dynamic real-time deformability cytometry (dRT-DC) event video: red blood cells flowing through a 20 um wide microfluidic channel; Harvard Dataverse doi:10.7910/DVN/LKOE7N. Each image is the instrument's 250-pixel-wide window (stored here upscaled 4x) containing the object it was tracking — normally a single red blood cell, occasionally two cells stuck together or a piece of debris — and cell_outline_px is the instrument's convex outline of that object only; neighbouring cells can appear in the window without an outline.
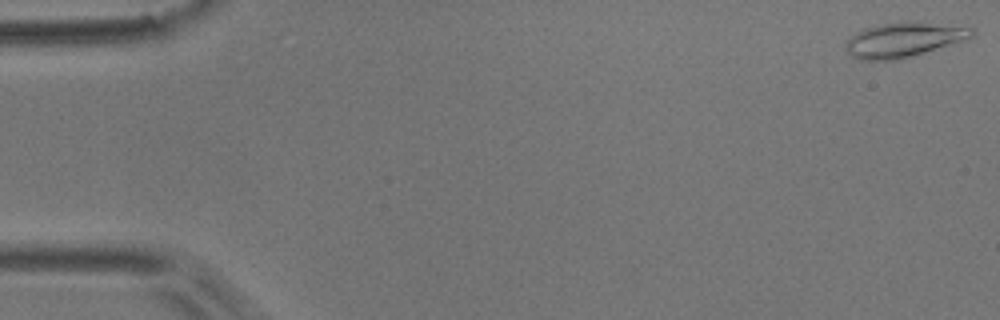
{"species": "common noctule bat (a hibernating species)", "species_latin": "Nyctalus noctula", "temperature_condition": "room temperature", "stored_images_in_passage": 53, "camera_frame_rate_fps": 3000, "um_per_image_px": 0.085, "animal": {"sex": "male", "body_mass_g": 17.9}, "frame": {"image": 1, "passage_image": 1, "time_ms": 0.0, "image_size_px": [1000, 320], "cell_outline_px": [[976, 32], [972, 36], [924, 52], [896, 60], [860, 60], [852, 56], [844, 48], [844, 40], [856, 32], [864, 28], [880, 24], [908, 20], [916, 20], [972, 28]], "centroid_in_image_um": [76.72, 3.35], "position_along_channel_um": 8.3, "area_um2": 25.49}}
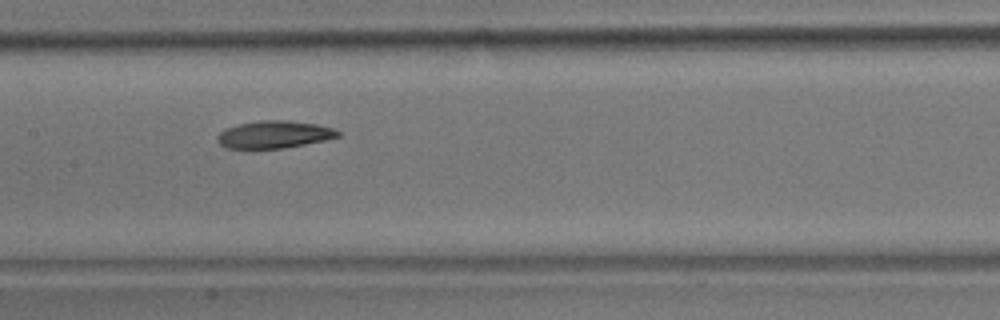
{"frame": {"image": 2, "passage_image": 26, "time_ms": 8.333, "image_size_px": [1000, 320], "cell_outline_px": [[340, 136], [324, 140], [284, 148], [228, 148], [220, 144], [216, 140], [216, 136], [224, 128], [236, 124], [260, 120], [288, 120], [316, 124], [332, 128], [340, 132]], "centroid_in_image_um": [23.26, 11.42], "position_along_channel_um": 184.1, "area_um2": 19.25}}
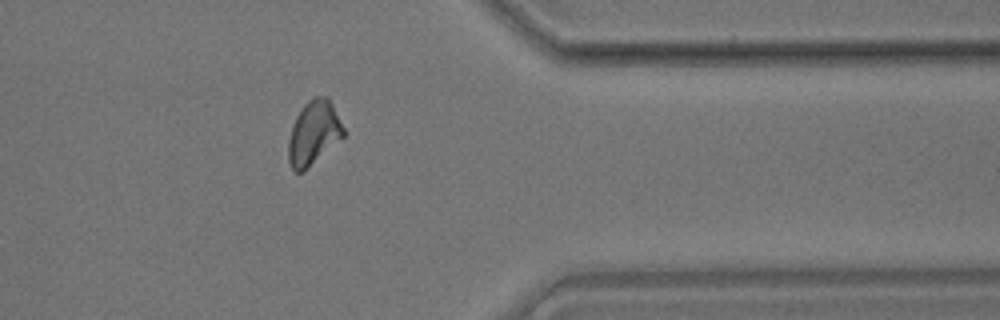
{"frame": {"image": 3, "passage_image": 43, "time_ms": 14.0, "image_size_px": [1000, 320], "cell_outline_px": [[344, 136], [304, 172], [292, 172], [288, 160], [288, 140], [292, 124], [296, 116], [304, 104], [308, 100], [316, 96], [328, 96], [344, 128]], "centroid_in_image_um": [26.63, 11.32], "position_along_channel_um": 384.8, "area_um2": 20.69}, "authors_computed_cell_mechanics": {"area_um2": 20.23, "velocity_mm_per_s": 3.779, "shape_relaxation_time_tau1_ms": 8.9737, "shape_relaxation_time_tau2_ms": 4.6397, "deformation_change_tau1": 0.2237, "deformation_change_tau2": 0.1231}}